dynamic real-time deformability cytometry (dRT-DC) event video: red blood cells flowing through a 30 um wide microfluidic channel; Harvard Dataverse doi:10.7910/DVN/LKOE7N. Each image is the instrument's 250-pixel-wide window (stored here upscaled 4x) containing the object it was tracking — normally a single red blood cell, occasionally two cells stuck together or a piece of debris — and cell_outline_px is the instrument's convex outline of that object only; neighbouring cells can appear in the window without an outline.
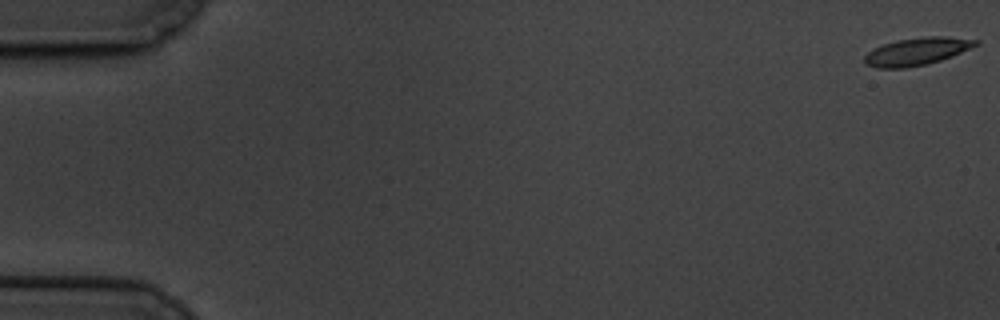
{"species": "common noctule bat (a hibernating species)", "species_latin": "Nyctalus noctula", "temperature_condition": "cold", "stored_images_in_passage": 61, "camera_frame_rate_fps": 3000, "um_per_image_px": 0.085, "animal": {"sex": "male", "body_mass_g": 19.5, "forearm_length_mm": 54.6}, "frame": {"image": 1, "passage_image": 1, "time_ms": 0.0, "image_size_px": [1000, 320], "cell_outline_px": [[980, 44], [952, 56], [928, 64], [904, 68], [876, 68], [864, 64], [864, 56], [872, 48], [896, 40], [924, 36], [944, 36], [980, 40]], "centroid_in_image_um": [77.92, 4.37], "position_along_channel_um": 7.1, "area_um2": 18.03}}
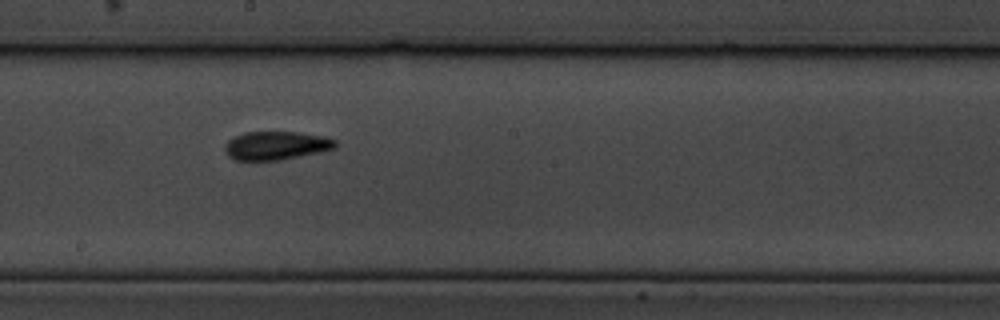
{"frame": {"image": 2, "passage_image": 34, "time_ms": 11.0, "image_size_px": [1000, 320], "cell_outline_px": [[340, 144], [336, 148], [320, 152], [280, 160], [236, 160], [228, 156], [224, 148], [224, 144], [232, 136], [244, 132], [300, 132], [328, 136], [336, 140]], "centroid_in_image_um": [23.51, 12.36], "position_along_channel_um": 224.7, "area_um2": 18.73}}
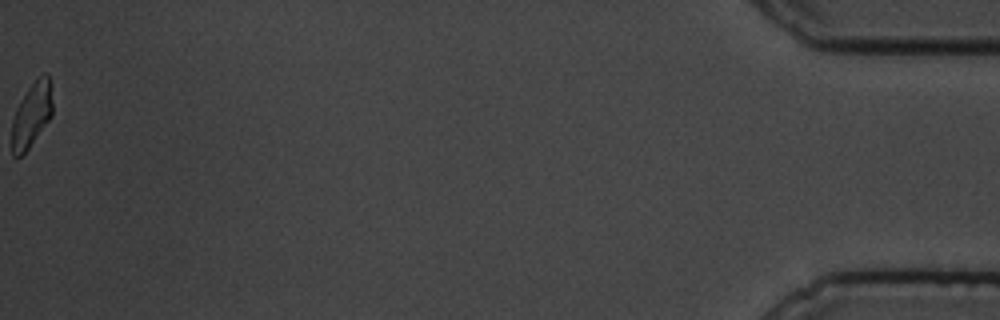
{"frame": {"image": 3, "passage_image": 61, "time_ms": 20.0, "image_size_px": [1000, 320], "cell_outline_px": [[52, 116], [28, 148], [20, 156], [12, 156], [12, 120], [16, 108], [20, 100], [28, 88], [44, 72], [48, 72], [52, 100]], "centroid_in_image_um": [2.69, 9.74], "position_along_channel_um": 432.5, "area_um2": 15.14}, "authors_computed_cell_mechanics": {"area_um2": 17.5134, "velocity_mm_per_s": 3.3767, "shape_relaxation_time_tau1_ms": 5.1789, "shape_relaxation_time_tau2_ms": 3.6736, "deformation_change_tau1": 0.1366, "deformation_change_tau2": 0.095}}